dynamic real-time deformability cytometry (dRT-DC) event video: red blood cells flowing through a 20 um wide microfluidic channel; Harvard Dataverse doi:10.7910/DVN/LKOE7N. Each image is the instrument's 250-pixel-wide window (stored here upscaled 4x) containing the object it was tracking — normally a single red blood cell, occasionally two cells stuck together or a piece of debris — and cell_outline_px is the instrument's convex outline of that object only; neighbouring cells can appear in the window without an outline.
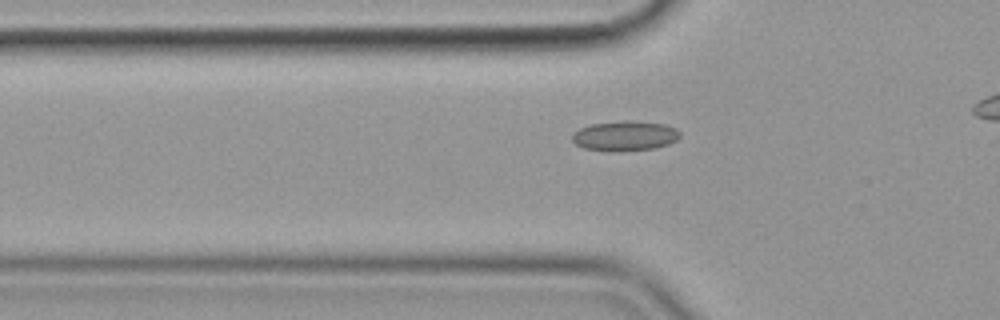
{"species": "common noctule bat (a hibernating species)", "species_latin": "Nyctalus noctula", "temperature_condition": "cold", "stored_images_in_passage": 31, "camera_frame_rate_fps": 3000, "um_per_image_px": 0.085, "animal": {"sex": "female", "body_mass_g": 19.9}, "frame": {"image": 1, "passage_image": 3, "time_ms": 0.667, "image_size_px": [1000, 320], "cell_outline_px": [[680, 136], [676, 140], [668, 144], [656, 148], [620, 152], [608, 152], [584, 148], [576, 144], [572, 140], [572, 132], [580, 128], [592, 124], [624, 120], [628, 120], [664, 124], [676, 128], [680, 132]], "centroid_in_image_um": [53.1, 11.56], "position_along_channel_um": 72.7, "area_um2": 19.07}}
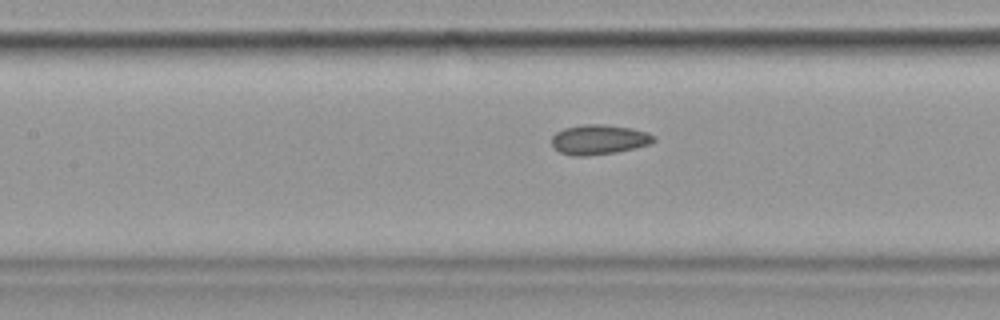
{"frame": {"image": 2, "passage_image": 10, "time_ms": 3.0, "image_size_px": [1000, 320], "cell_outline_px": [[656, 140], [648, 144], [616, 152], [588, 156], [572, 156], [560, 152], [552, 144], [552, 136], [556, 132], [564, 128], [584, 124], [604, 124], [632, 128], [648, 132], [656, 136]], "centroid_in_image_um": [50.91, 11.85], "position_along_channel_um": 156.5, "area_um2": 17.74}}
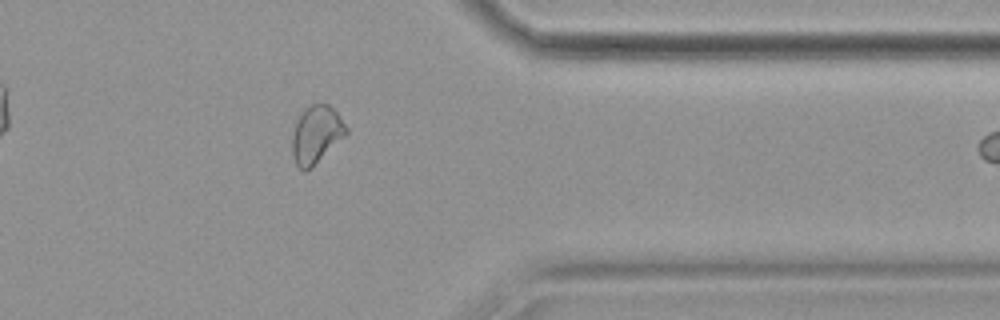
{"frame": {"image": 3, "passage_image": 30, "time_ms": 9.667, "image_size_px": [1000, 320], "cell_outline_px": [[348, 132], [344, 136], [304, 172], [296, 164], [292, 156], [292, 132], [296, 120], [300, 112], [304, 108], [312, 104], [328, 104], [340, 116], [348, 128]], "centroid_in_image_um": [26.84, 11.38], "position_along_channel_um": 384.6, "area_um2": 17.8}}